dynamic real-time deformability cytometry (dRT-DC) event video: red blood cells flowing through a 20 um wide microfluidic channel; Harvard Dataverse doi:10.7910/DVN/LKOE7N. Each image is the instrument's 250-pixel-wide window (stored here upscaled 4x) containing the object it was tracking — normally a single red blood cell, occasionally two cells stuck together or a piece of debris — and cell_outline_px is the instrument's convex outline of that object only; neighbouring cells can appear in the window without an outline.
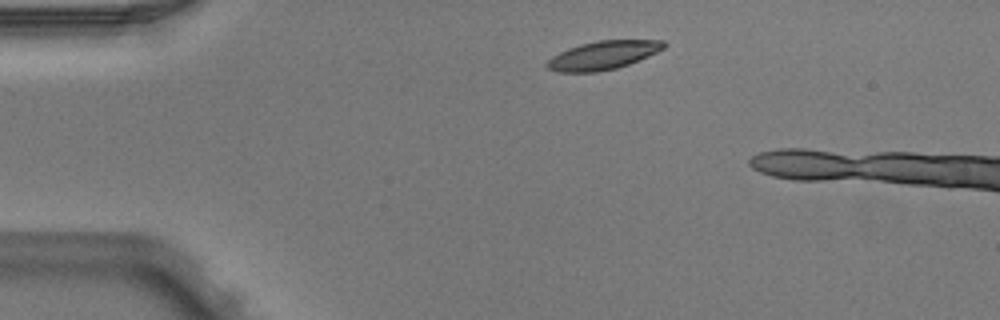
{"species": "Egyptian fruit bat (a non-hibernating species)", "species_latin": "Rousettus aegyptiacus", "temperature_condition": "warm", "stored_images_in_passage": 4, "camera_frame_rate_fps": 3000, "um_per_image_px": 0.085, "animal": {"sex": "male"}, "frame": {"image": 1, "passage_image": 2, "time_ms": 0.333, "image_size_px": [1000, 320], "cell_outline_px": [[668, 44], [664, 48], [648, 56], [628, 64], [616, 68], [596, 72], [556, 72], [548, 68], [544, 64], [552, 56], [568, 48], [580, 44], [600, 40], [664, 40]], "centroid_in_image_um": [51.24, 4.69], "position_along_channel_um": 33.8, "area_um2": 19.36}}